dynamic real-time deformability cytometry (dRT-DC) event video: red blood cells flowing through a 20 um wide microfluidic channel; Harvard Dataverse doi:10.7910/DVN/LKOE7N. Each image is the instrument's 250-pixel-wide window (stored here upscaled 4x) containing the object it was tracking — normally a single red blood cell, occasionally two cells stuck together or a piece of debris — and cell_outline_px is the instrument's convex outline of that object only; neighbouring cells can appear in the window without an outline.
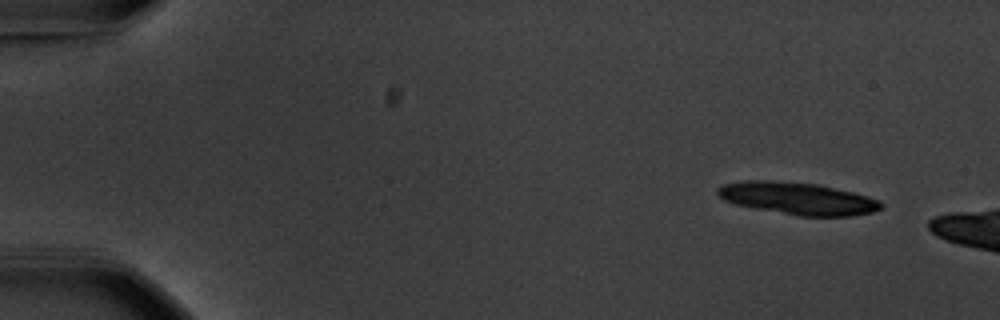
{"species": "common noctule bat (a hibernating species)", "species_latin": "Nyctalus noctula", "temperature_condition": "warm", "stored_images_in_passage": 6, "camera_frame_rate_fps": 3000, "um_per_image_px": 0.085, "animal": {"sex": "male", "body_mass_g": 20.1, "forearm_length_mm": 53.5}, "frame": {"image": 1, "passage_image": 1, "time_ms": 0.0, "image_size_px": [1000, 320], "cell_outline_px": [[884, 208], [872, 212], [852, 216], [800, 216], [756, 208], [736, 204], [724, 200], [716, 192], [716, 188], [724, 184], [744, 180], [776, 180], [816, 184], [852, 192], [868, 196], [880, 200], [884, 204]], "centroid_in_image_um": [67.83, 16.86], "position_along_channel_um": 17.2, "area_um2": 30.69}}